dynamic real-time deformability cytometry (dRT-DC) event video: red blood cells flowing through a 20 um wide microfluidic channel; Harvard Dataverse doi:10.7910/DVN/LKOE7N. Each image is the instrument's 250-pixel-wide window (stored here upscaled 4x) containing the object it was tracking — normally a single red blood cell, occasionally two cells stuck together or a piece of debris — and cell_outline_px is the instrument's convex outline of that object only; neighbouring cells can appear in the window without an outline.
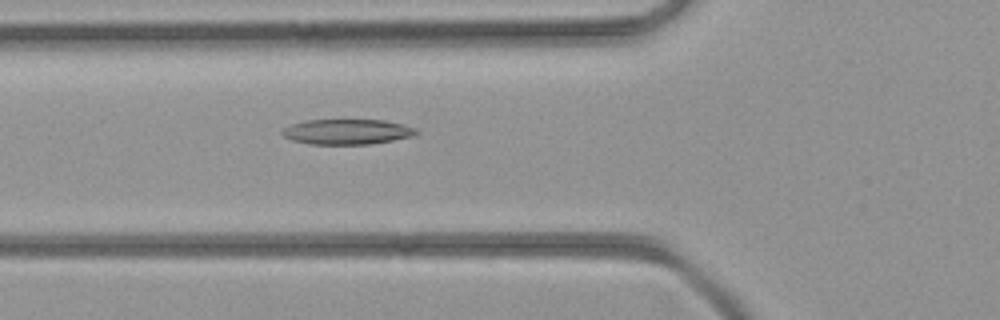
{"species": "common noctule bat (a hibernating species)", "species_latin": "Nyctalus noctula", "temperature_condition": "room temperature", "stored_images_in_passage": 40, "camera_frame_rate_fps": 3000, "um_per_image_px": 0.085, "animal": {"sex": "female", "body_mass_g": 21.9}, "frame": {"image": 1, "passage_image": 16, "time_ms": 5.0, "image_size_px": [1000, 320], "cell_outline_px": [[420, 132], [412, 136], [372, 144], [308, 144], [292, 140], [284, 136], [280, 132], [284, 128], [292, 124], [308, 120], [384, 120], [404, 124], [416, 128]], "centroid_in_image_um": [29.52, 11.2], "position_along_channel_um": 96.3, "area_um2": 19.71}}
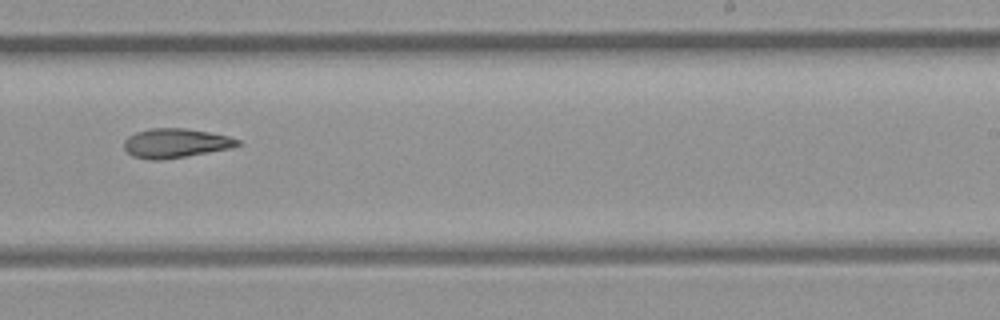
{"frame": {"image": 2, "passage_image": 27, "time_ms": 8.667, "image_size_px": [1000, 320], "cell_outline_px": [[240, 144], [232, 148], [160, 160], [152, 160], [132, 156], [124, 148], [124, 140], [128, 136], [136, 132], [152, 128], [184, 128], [208, 132], [228, 136], [240, 140]], "centroid_in_image_um": [14.9, 12.16], "position_along_channel_um": 274.1, "area_um2": 19.19}}
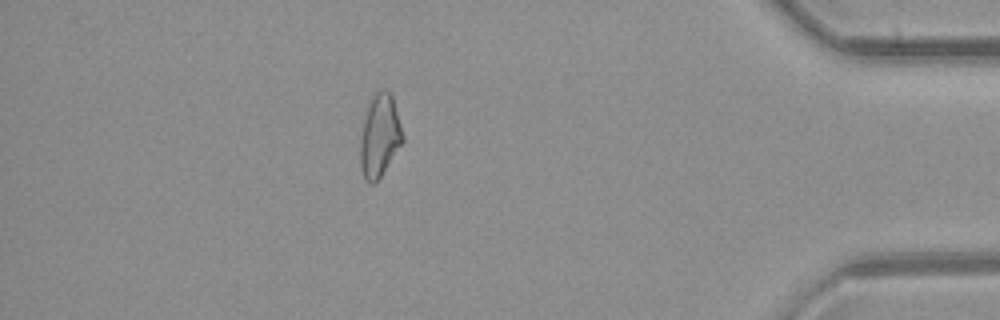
{"frame": {"image": 3, "passage_image": 38, "time_ms": 12.333, "image_size_px": [1000, 320], "cell_outline_px": [[404, 140], [380, 176], [372, 184], [368, 184], [364, 180], [360, 164], [360, 140], [364, 120], [372, 96], [376, 92], [392, 92], [404, 136]], "centroid_in_image_um": [32.27, 11.56], "position_along_channel_um": 402.9, "area_um2": 20.11}}